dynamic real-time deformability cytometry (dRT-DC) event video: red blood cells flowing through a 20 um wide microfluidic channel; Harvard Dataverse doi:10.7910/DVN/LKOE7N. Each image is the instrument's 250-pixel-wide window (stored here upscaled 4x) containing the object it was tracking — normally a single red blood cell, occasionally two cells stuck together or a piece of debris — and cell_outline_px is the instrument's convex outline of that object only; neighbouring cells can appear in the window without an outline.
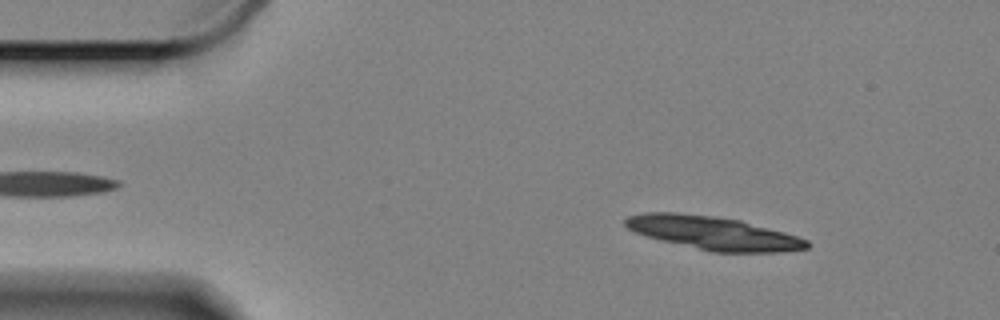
{"species": "Egyptian fruit bat (a non-hibernating species)", "species_latin": "Rousettus aegyptiacus", "temperature_condition": "cold", "stored_images_in_passage": 53, "segment_of_instrument_passage": [1, 2], "camera_frame_rate_fps": 3000, "um_per_image_px": 0.085, "animal": {"sex": "female"}, "frame": {"image": 1, "passage_image": 2, "time_ms": 0.333, "image_size_px": [1000, 320], "cell_outline_px": [[812, 244], [808, 248], [780, 252], [712, 252], [660, 240], [636, 232], [628, 228], [624, 224], [624, 220], [628, 216], [644, 212], [676, 212], [712, 216], [740, 220], [784, 232], [808, 240]], "centroid_in_image_um": [60.63, 19.8], "position_along_channel_um": 24.4, "area_um2": 35.08}}